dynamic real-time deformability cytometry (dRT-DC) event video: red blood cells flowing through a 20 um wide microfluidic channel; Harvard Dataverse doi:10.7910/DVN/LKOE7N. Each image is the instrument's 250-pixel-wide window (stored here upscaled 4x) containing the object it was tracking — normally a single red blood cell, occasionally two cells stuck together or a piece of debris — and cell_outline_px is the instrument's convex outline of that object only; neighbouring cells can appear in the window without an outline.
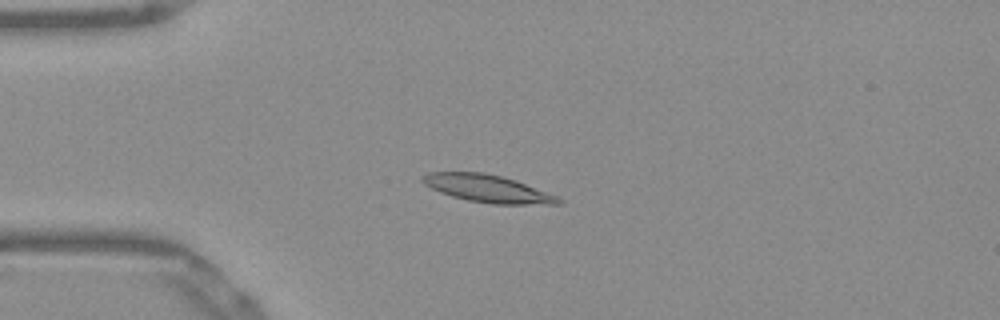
{"species": "Egyptian fruit bat (a non-hibernating species)", "species_latin": "Rousettus aegyptiacus", "temperature_condition": "warm", "stored_images_in_passage": 53, "camera_frame_rate_fps": 3000, "um_per_image_px": 0.085, "frame": {"image": 1, "passage_image": 14, "time_ms": 4.333, "image_size_px": [1000, 320], "cell_outline_px": [[564, 204], [492, 204], [468, 200], [452, 196], [440, 192], [424, 184], [420, 180], [420, 176], [428, 172], [484, 172], [516, 180], [556, 196], [564, 200]], "centroid_in_image_um": [41.43, 16.02], "position_along_channel_um": 43.6, "area_um2": 21.73}}
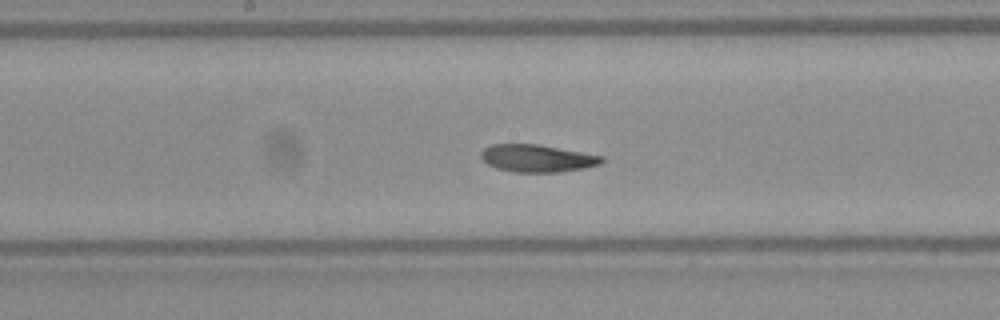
{"frame": {"image": 2, "passage_image": 28, "time_ms": 9.0, "image_size_px": [1000, 320], "cell_outline_px": [[604, 160], [600, 164], [584, 168], [560, 172], [512, 172], [496, 168], [488, 164], [480, 156], [480, 152], [484, 148], [492, 144], [540, 144], [604, 156]], "centroid_in_image_um": [45.66, 13.45], "position_along_channel_um": 202.5, "area_um2": 19.42}}
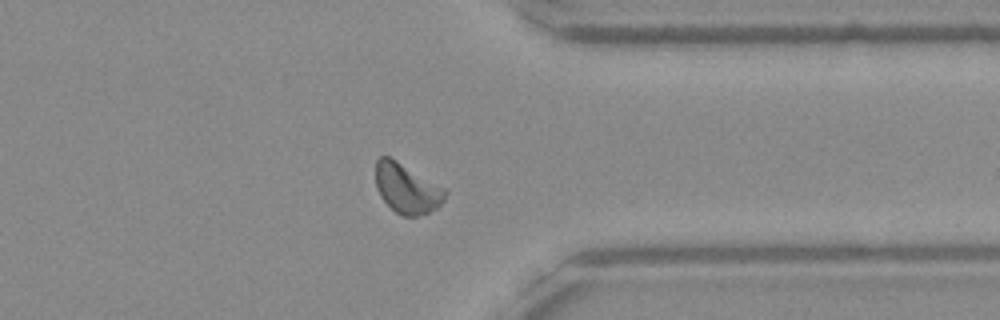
{"frame": {"image": 3, "passage_image": 42, "time_ms": 13.667, "image_size_px": [1000, 320], "cell_outline_px": [[448, 192], [444, 200], [436, 208], [428, 212], [416, 216], [404, 216], [396, 212], [380, 196], [376, 188], [376, 160], [380, 156], [388, 156], [396, 160], [444, 188]], "centroid_in_image_um": [34.57, 16.01], "position_along_channel_um": 376.8, "area_um2": 19.83}, "authors_computed_cell_mechanics": {"area_um2": 19.941, "velocity_mm_per_s": 3.8536, "shape_relaxation_time_tau1_ms": 6.4381, "shape_relaxation_time_tau2_ms": 4.983, "deformation_change_tau1": 0.1937, "deformation_change_tau2": 0.0777}}